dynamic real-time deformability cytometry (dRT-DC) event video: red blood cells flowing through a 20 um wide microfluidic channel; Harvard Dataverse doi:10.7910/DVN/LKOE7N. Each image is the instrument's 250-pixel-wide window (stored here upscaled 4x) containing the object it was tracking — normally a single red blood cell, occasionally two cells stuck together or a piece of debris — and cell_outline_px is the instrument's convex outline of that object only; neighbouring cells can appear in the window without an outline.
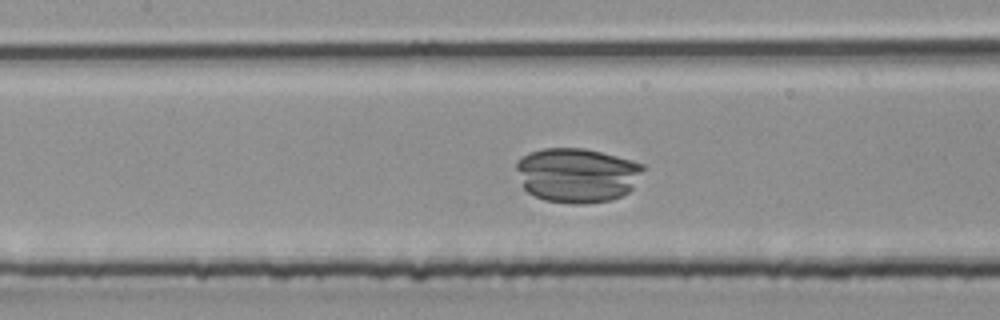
{"species": "common noctule bat (a hibernating species)", "species_latin": "Nyctalus noctula", "temperature_condition": "room temperature", "stored_images_in_passage": 28, "camera_frame_rate_fps": 3000, "um_per_image_px": 0.085, "animal": {"sex": "male", "body_mass_g": 20.4}, "frame": {"image": 1, "passage_image": 9, "time_ms": 2.667, "image_size_px": [1000, 320], "cell_outline_px": [[648, 168], [632, 188], [628, 192], [612, 200], [584, 204], [572, 204], [544, 200], [528, 192], [524, 188], [516, 168], [516, 160], [528, 152], [544, 148], [584, 148], [632, 160], [644, 164]], "centroid_in_image_um": [49.08, 14.88], "position_along_channel_um": 158.3, "area_um2": 40.69}}